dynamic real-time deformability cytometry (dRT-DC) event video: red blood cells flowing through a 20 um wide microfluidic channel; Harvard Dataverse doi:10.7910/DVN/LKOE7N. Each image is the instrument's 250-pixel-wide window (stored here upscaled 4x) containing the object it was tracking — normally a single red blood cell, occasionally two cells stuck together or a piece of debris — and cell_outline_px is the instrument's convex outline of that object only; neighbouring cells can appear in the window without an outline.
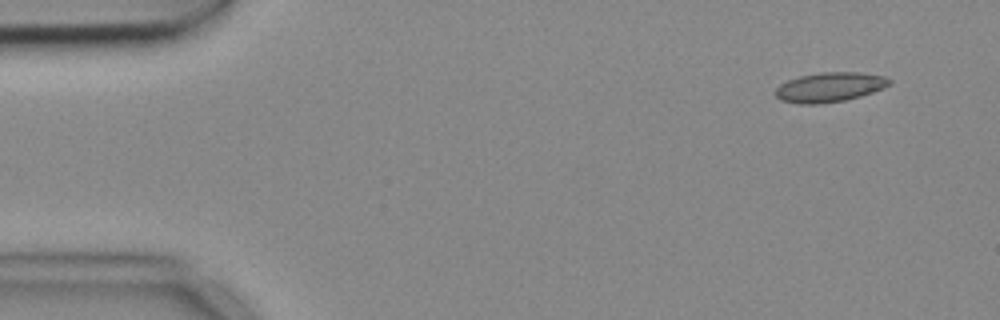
{"species": "common noctule bat (a hibernating species)", "species_latin": "Nyctalus noctula", "temperature_condition": "cold", "stored_images_in_passage": 6, "camera_frame_rate_fps": 3000, "um_per_image_px": 0.085, "animal": {"sex": "female", "body_mass_g": 18.4}, "frame": {"image": 1, "passage_image": 1, "time_ms": 0.0, "image_size_px": [1000, 320], "cell_outline_px": [[892, 84], [884, 88], [860, 96], [844, 100], [820, 104], [800, 104], [780, 100], [772, 92], [780, 84], [788, 80], [800, 76], [820, 72], [860, 72], [884, 76], [892, 80]], "centroid_in_image_um": [70.51, 7.41], "position_along_channel_um": 14.5, "area_um2": 19.83}}
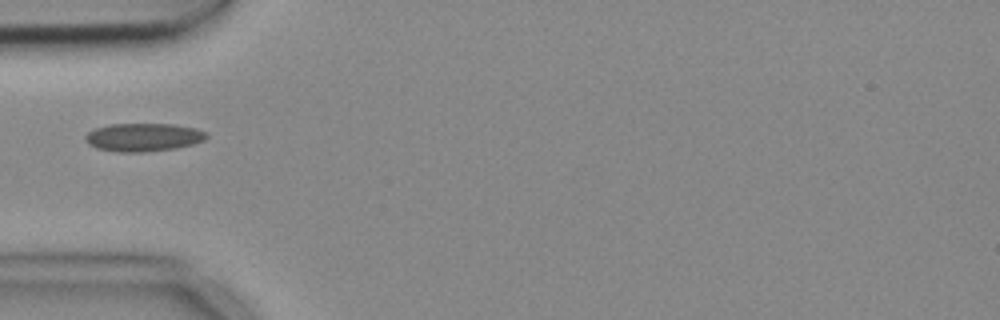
{"frame": {"image": 2, "passage_image": 4, "time_ms": 1.0, "image_size_px": [1000, 320], "cell_outline_px": [[208, 136], [204, 140], [192, 144], [176, 148], [144, 152], [116, 152], [96, 148], [88, 144], [84, 140], [84, 136], [88, 132], [96, 128], [108, 124], [172, 124], [196, 128], [208, 132]], "centroid_in_image_um": [12.17, 11.66], "position_along_channel_um": 72.8, "area_um2": 20.06}}
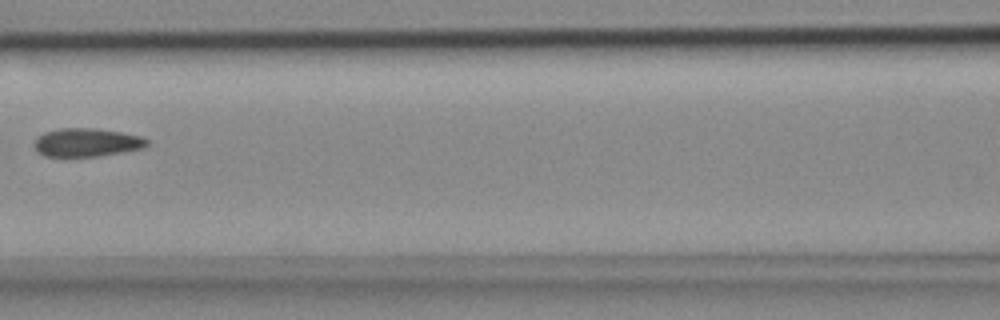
{"frame": {"image": 3, "passage_image": 6, "time_ms": 1.667, "image_size_px": [1000, 320], "cell_outline_px": [[148, 144], [140, 148], [120, 152], [96, 156], [68, 160], [44, 156], [36, 152], [36, 136], [44, 132], [60, 128], [92, 128], [120, 132], [140, 136], [148, 140]], "centroid_in_image_um": [7.26, 12.15], "position_along_channel_um": 159.3, "area_um2": 19.07}}